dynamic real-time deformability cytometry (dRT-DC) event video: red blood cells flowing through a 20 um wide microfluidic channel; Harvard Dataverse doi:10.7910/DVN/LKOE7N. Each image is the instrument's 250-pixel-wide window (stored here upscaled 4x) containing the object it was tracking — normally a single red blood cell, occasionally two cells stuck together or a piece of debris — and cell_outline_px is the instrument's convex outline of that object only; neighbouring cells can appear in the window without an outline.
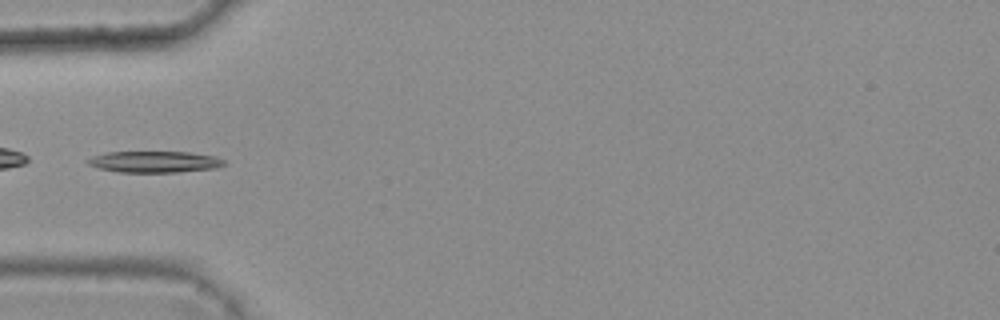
{"species": "common noctule bat (a hibernating species)", "species_latin": "Nyctalus noctula", "temperature_condition": "warm", "stored_images_in_passage": 7, "camera_frame_rate_fps": 3000, "um_per_image_px": 0.085, "animal": {"sex": "female", "body_mass_g": 25.1}, "frame": {"image": 1, "passage_image": 6, "time_ms": 1.667, "image_size_px": [1000, 320], "cell_outline_px": [[228, 164], [216, 168], [176, 172], [120, 172], [100, 168], [88, 164], [84, 160], [92, 156], [108, 152], [188, 152], [216, 156], [224, 160]], "centroid_in_image_um": [13.16, 13.75], "position_along_channel_um": 71.8, "area_um2": 16.99}}
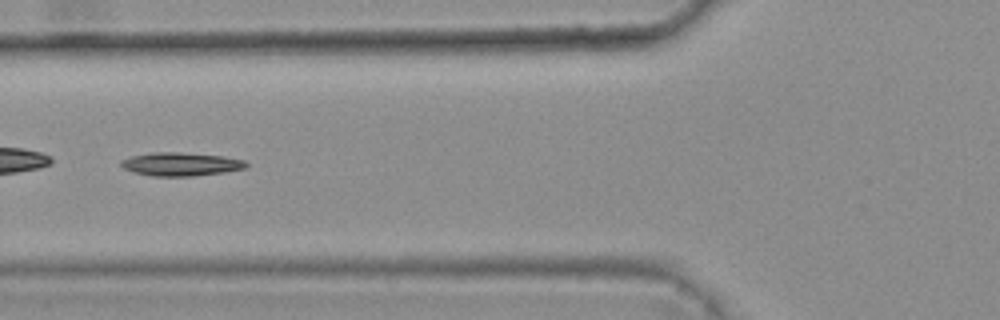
{"frame": {"image": 2, "passage_image": 7, "time_ms": 2.0, "image_size_px": [1000, 320], "cell_outline_px": [[248, 164], [244, 168], [224, 172], [192, 176], [152, 176], [136, 172], [124, 168], [120, 164], [120, 160], [132, 156], [152, 152], [180, 152], [224, 156], [244, 160]], "centroid_in_image_um": [15.37, 13.94], "position_along_channel_um": 110.4, "area_um2": 16.94}}